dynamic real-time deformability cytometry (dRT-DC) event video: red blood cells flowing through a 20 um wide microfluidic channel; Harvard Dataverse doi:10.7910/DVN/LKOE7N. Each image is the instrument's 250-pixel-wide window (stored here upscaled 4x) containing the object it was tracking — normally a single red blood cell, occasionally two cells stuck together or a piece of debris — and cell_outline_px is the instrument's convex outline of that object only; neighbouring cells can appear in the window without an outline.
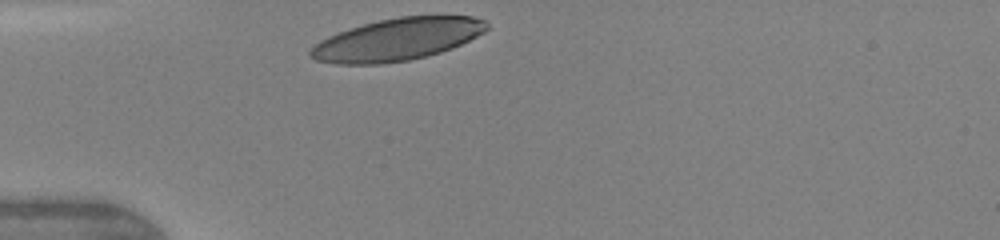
{"species": "human", "species_latin": "Homo sapiens", "temperature_condition": "warm", "stored_images_in_passage": 25, "camera_frame_rate_fps": 3000, "um_per_image_px": 0.085, "donor": {"sex": "female"}, "frame": {"image": 1, "passage_image": 1, "time_ms": 0.0, "image_size_px": [1000, 240], "cell_outline_px": [[488, 28], [484, 32], [452, 48], [440, 52], [408, 60], [380, 64], [336, 64], [316, 60], [308, 56], [308, 52], [320, 40], [328, 36], [348, 28], [380, 20], [400, 16], [472, 16], [488, 20]], "centroid_in_image_um": [33.75, 3.35], "position_along_channel_um": 51.2, "area_um2": 43.23}}